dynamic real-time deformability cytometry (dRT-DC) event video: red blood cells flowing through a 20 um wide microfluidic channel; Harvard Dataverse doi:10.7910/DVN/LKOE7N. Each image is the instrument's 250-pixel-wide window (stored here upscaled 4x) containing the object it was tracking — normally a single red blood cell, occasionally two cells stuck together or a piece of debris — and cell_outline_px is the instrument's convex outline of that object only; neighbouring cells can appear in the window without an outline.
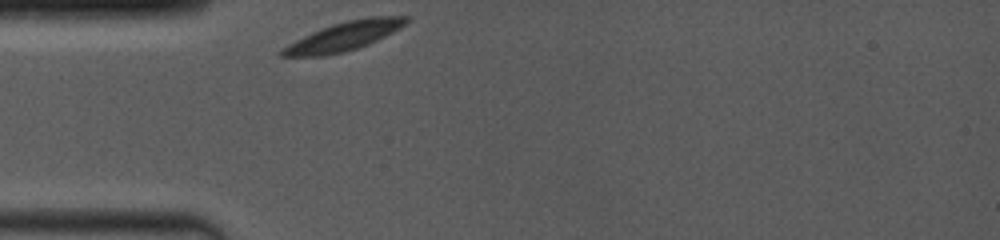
{"species": "common noctule bat (a hibernating species)", "species_latin": "Nyctalus noctula", "temperature_condition": "room temperature", "stored_images_in_passage": 33, "camera_frame_rate_fps": 4000, "um_per_image_px": 0.085, "animal": {"sex": "female", "body_mass_g": 19.0, "forearm_length_mm": 53.3}, "frame": {"image": 1, "passage_image": 1, "time_ms": 0.0, "image_size_px": [1000, 240], "cell_outline_px": [[408, 20], [404, 24], [392, 32], [368, 44], [344, 52], [324, 56], [280, 56], [280, 52], [288, 44], [320, 28], [332, 24], [348, 20], [372, 16], [408, 16]], "centroid_in_image_um": [29.22, 3.08], "position_along_channel_um": 55.8, "area_um2": 20.4}}
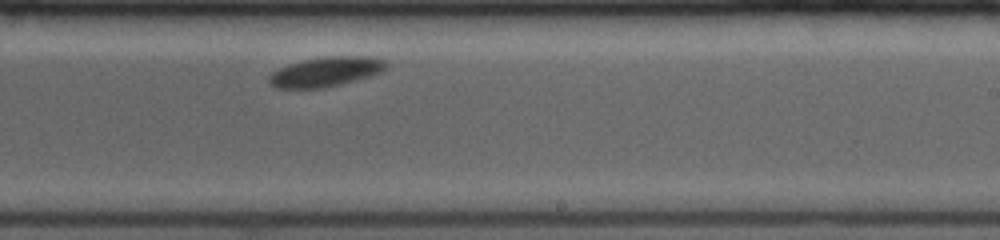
{"frame": {"image": 2, "passage_image": 19, "time_ms": 5.75, "image_size_px": [1000, 240], "cell_outline_px": [[388, 64], [380, 72], [368, 76], [324, 88], [276, 88], [268, 80], [268, 76], [272, 72], [288, 64], [304, 60], [332, 56], [360, 56], [384, 60]], "centroid_in_image_um": [27.64, 6.1], "position_along_channel_um": 261.4, "area_um2": 19.71}}
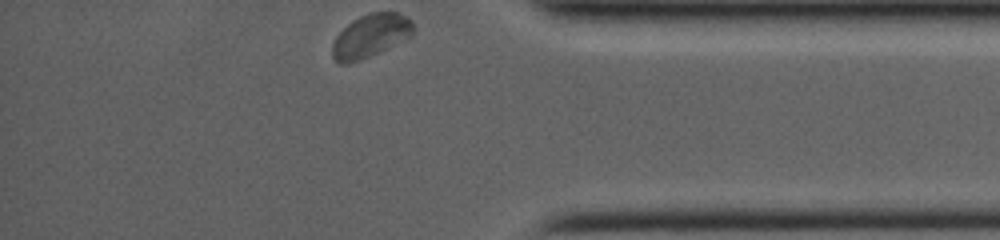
{"frame": {"image": 3, "passage_image": 33, "time_ms": 9.75, "image_size_px": [1000, 240], "cell_outline_px": [[412, 36], [360, 60], [344, 64], [340, 64], [332, 56], [332, 44], [336, 36], [352, 20], [368, 12], [396, 12], [412, 20]], "centroid_in_image_um": [31.47, 3.03], "position_along_channel_um": 403.7, "area_um2": 20.0}}